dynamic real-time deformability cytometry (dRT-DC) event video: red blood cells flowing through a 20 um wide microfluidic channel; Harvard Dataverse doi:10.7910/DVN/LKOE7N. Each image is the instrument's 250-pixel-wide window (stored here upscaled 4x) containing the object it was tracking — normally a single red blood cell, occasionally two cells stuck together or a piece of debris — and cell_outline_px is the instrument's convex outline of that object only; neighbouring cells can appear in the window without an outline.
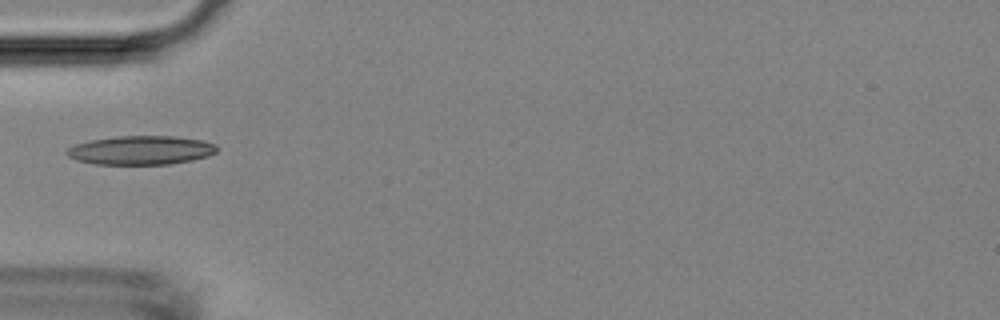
{"species": "Egyptian fruit bat (a non-hibernating species)", "species_latin": "Rousettus aegyptiacus", "temperature_condition": "room temperature", "stored_images_in_passage": 4, "camera_frame_rate_fps": 3000, "um_per_image_px": 0.085, "animal": {"sex": "female"}, "frame": {"image": 1, "passage_image": 4, "time_ms": 4.333, "image_size_px": [1000, 320], "cell_outline_px": [[220, 148], [216, 152], [208, 156], [192, 160], [168, 164], [96, 164], [76, 160], [68, 156], [64, 152], [68, 148], [76, 144], [88, 140], [116, 136], [172, 136], [204, 140], [216, 144]], "centroid_in_image_um": [11.99, 12.76], "position_along_channel_um": 73.0, "area_um2": 25.43}}